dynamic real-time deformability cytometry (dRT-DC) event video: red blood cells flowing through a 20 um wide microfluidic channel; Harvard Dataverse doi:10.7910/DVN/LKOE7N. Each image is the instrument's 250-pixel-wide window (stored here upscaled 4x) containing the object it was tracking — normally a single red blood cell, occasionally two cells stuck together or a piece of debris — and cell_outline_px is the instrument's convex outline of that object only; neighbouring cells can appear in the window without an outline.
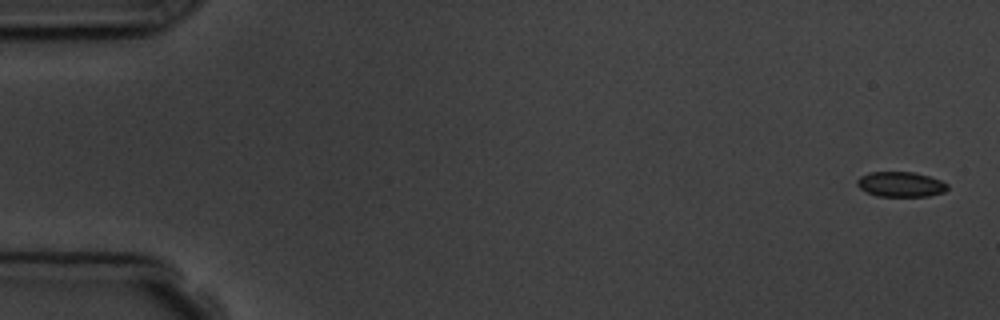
{"species": "common noctule bat (a hibernating species)", "species_latin": "Nyctalus noctula", "temperature_condition": "room temperature", "stored_images_in_passage": 7, "camera_frame_rate_fps": 3000, "um_per_image_px": 0.085, "animal": {"sex": "male", "body_mass_g": 19.5, "forearm_length_mm": 54.6}, "frame": {"image": 1, "passage_image": 1, "time_ms": 0.0, "image_size_px": [1000, 320], "cell_outline_px": [[948, 188], [944, 192], [928, 196], [876, 196], [860, 188], [856, 184], [856, 180], [860, 176], [868, 172], [912, 172], [928, 176], [940, 180], [948, 184]], "centroid_in_image_um": [76.54, 15.66], "position_along_channel_um": 8.5, "area_um2": 13.18}}
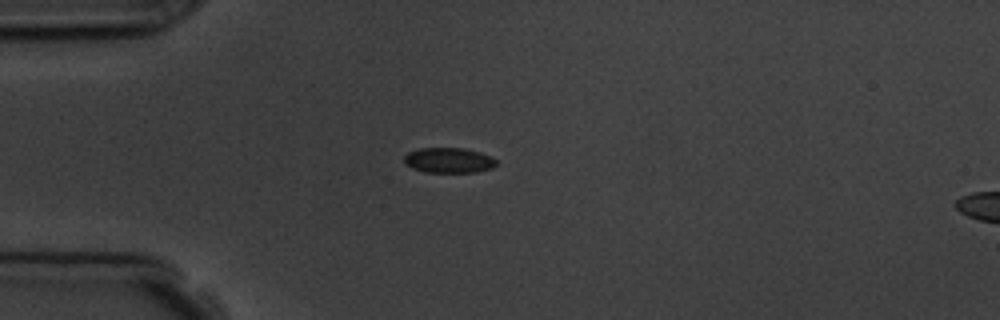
{"frame": {"image": 2, "passage_image": 4, "time_ms": 4.333, "image_size_px": [1000, 320], "cell_outline_px": [[496, 164], [492, 168], [476, 172], [424, 172], [412, 168], [404, 164], [404, 156], [408, 152], [420, 148], [464, 148], [480, 152], [496, 160]], "centroid_in_image_um": [38.1, 13.63], "position_along_channel_um": 46.9, "area_um2": 13.53}}